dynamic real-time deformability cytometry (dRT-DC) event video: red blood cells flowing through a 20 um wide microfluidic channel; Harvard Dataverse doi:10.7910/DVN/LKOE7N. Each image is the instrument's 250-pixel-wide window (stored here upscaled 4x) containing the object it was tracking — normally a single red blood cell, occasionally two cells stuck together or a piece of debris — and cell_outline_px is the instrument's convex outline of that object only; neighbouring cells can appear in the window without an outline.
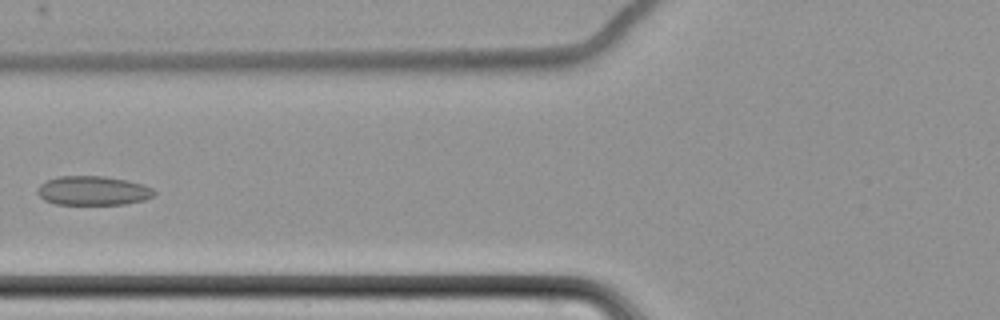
{"species": "common noctule bat (a hibernating species)", "species_latin": "Nyctalus noctula", "temperature_condition": "cold", "stored_images_in_passage": 7, "camera_frame_rate_fps": 3000, "um_per_image_px": 0.085, "animal": {"sex": "female", "body_mass_g": 22.7, "forearm_length_mm": 54.2}, "frame": {"image": 1, "passage_image": 7, "time_ms": 7.333, "image_size_px": [1000, 320], "cell_outline_px": [[156, 192], [152, 196], [144, 200], [124, 204], [56, 204], [44, 200], [36, 192], [40, 184], [48, 180], [60, 176], [104, 176], [128, 180], [144, 184], [152, 188]], "centroid_in_image_um": [7.92, 16.2], "position_along_channel_um": 117.9, "area_um2": 19.83}}